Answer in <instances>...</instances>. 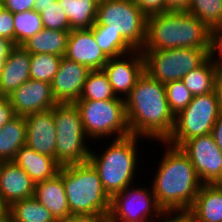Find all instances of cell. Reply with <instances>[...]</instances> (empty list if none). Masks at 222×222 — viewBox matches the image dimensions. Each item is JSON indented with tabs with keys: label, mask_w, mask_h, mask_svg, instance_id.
Wrapping results in <instances>:
<instances>
[{
	"label": "cell",
	"mask_w": 222,
	"mask_h": 222,
	"mask_svg": "<svg viewBox=\"0 0 222 222\" xmlns=\"http://www.w3.org/2000/svg\"><path fill=\"white\" fill-rule=\"evenodd\" d=\"M124 101L131 135L159 143L168 139L175 116L168 105L165 84L144 72Z\"/></svg>",
	"instance_id": "cell-1"
},
{
	"label": "cell",
	"mask_w": 222,
	"mask_h": 222,
	"mask_svg": "<svg viewBox=\"0 0 222 222\" xmlns=\"http://www.w3.org/2000/svg\"><path fill=\"white\" fill-rule=\"evenodd\" d=\"M166 149L150 184L165 213H187L203 185L188 155L177 146L161 141Z\"/></svg>",
	"instance_id": "cell-2"
},
{
	"label": "cell",
	"mask_w": 222,
	"mask_h": 222,
	"mask_svg": "<svg viewBox=\"0 0 222 222\" xmlns=\"http://www.w3.org/2000/svg\"><path fill=\"white\" fill-rule=\"evenodd\" d=\"M212 31L188 11H167L147 16L142 50L175 48L211 49Z\"/></svg>",
	"instance_id": "cell-3"
},
{
	"label": "cell",
	"mask_w": 222,
	"mask_h": 222,
	"mask_svg": "<svg viewBox=\"0 0 222 222\" xmlns=\"http://www.w3.org/2000/svg\"><path fill=\"white\" fill-rule=\"evenodd\" d=\"M139 139L143 141L134 135L114 139L109 146L107 143L101 155L96 150L90 151L89 162L97 170L103 188L110 197L135 183L137 164H140L137 153Z\"/></svg>",
	"instance_id": "cell-4"
},
{
	"label": "cell",
	"mask_w": 222,
	"mask_h": 222,
	"mask_svg": "<svg viewBox=\"0 0 222 222\" xmlns=\"http://www.w3.org/2000/svg\"><path fill=\"white\" fill-rule=\"evenodd\" d=\"M61 178L71 214L109 215L111 197L89 161L61 166Z\"/></svg>",
	"instance_id": "cell-5"
},
{
	"label": "cell",
	"mask_w": 222,
	"mask_h": 222,
	"mask_svg": "<svg viewBox=\"0 0 222 222\" xmlns=\"http://www.w3.org/2000/svg\"><path fill=\"white\" fill-rule=\"evenodd\" d=\"M74 104L80 111L84 131L91 143L94 139L99 143V139L101 141L112 136L114 140L131 135L124 99L77 100Z\"/></svg>",
	"instance_id": "cell-6"
},
{
	"label": "cell",
	"mask_w": 222,
	"mask_h": 222,
	"mask_svg": "<svg viewBox=\"0 0 222 222\" xmlns=\"http://www.w3.org/2000/svg\"><path fill=\"white\" fill-rule=\"evenodd\" d=\"M56 128V161L61 165L89 161L90 148L80 111L74 103H57L53 107ZM87 140V141H86Z\"/></svg>",
	"instance_id": "cell-7"
},
{
	"label": "cell",
	"mask_w": 222,
	"mask_h": 222,
	"mask_svg": "<svg viewBox=\"0 0 222 222\" xmlns=\"http://www.w3.org/2000/svg\"><path fill=\"white\" fill-rule=\"evenodd\" d=\"M96 22L121 34L135 50L145 45L147 15L134 0H99Z\"/></svg>",
	"instance_id": "cell-8"
},
{
	"label": "cell",
	"mask_w": 222,
	"mask_h": 222,
	"mask_svg": "<svg viewBox=\"0 0 222 222\" xmlns=\"http://www.w3.org/2000/svg\"><path fill=\"white\" fill-rule=\"evenodd\" d=\"M219 113L215 91L193 96L191 102L175 115L173 131L165 142L181 147L187 140L211 134Z\"/></svg>",
	"instance_id": "cell-9"
},
{
	"label": "cell",
	"mask_w": 222,
	"mask_h": 222,
	"mask_svg": "<svg viewBox=\"0 0 222 222\" xmlns=\"http://www.w3.org/2000/svg\"><path fill=\"white\" fill-rule=\"evenodd\" d=\"M141 51L144 71L153 79L166 84L182 80L191 70L199 67L210 56L211 49L175 48Z\"/></svg>",
	"instance_id": "cell-10"
},
{
	"label": "cell",
	"mask_w": 222,
	"mask_h": 222,
	"mask_svg": "<svg viewBox=\"0 0 222 222\" xmlns=\"http://www.w3.org/2000/svg\"><path fill=\"white\" fill-rule=\"evenodd\" d=\"M131 185L111 197L109 222H156L165 214L153 189Z\"/></svg>",
	"instance_id": "cell-11"
},
{
	"label": "cell",
	"mask_w": 222,
	"mask_h": 222,
	"mask_svg": "<svg viewBox=\"0 0 222 222\" xmlns=\"http://www.w3.org/2000/svg\"><path fill=\"white\" fill-rule=\"evenodd\" d=\"M180 148L190 158L202 184H222V151L212 134L187 140Z\"/></svg>",
	"instance_id": "cell-12"
},
{
	"label": "cell",
	"mask_w": 222,
	"mask_h": 222,
	"mask_svg": "<svg viewBox=\"0 0 222 222\" xmlns=\"http://www.w3.org/2000/svg\"><path fill=\"white\" fill-rule=\"evenodd\" d=\"M102 70L107 75L116 97L125 99L145 72L142 51L134 50L116 58H109Z\"/></svg>",
	"instance_id": "cell-13"
},
{
	"label": "cell",
	"mask_w": 222,
	"mask_h": 222,
	"mask_svg": "<svg viewBox=\"0 0 222 222\" xmlns=\"http://www.w3.org/2000/svg\"><path fill=\"white\" fill-rule=\"evenodd\" d=\"M7 97L15 114L19 116L46 111L57 104L51 84L35 79L24 82Z\"/></svg>",
	"instance_id": "cell-14"
},
{
	"label": "cell",
	"mask_w": 222,
	"mask_h": 222,
	"mask_svg": "<svg viewBox=\"0 0 222 222\" xmlns=\"http://www.w3.org/2000/svg\"><path fill=\"white\" fill-rule=\"evenodd\" d=\"M90 71L87 66L62 57L58 72L51 82L52 94L57 103H75L82 94Z\"/></svg>",
	"instance_id": "cell-15"
},
{
	"label": "cell",
	"mask_w": 222,
	"mask_h": 222,
	"mask_svg": "<svg viewBox=\"0 0 222 222\" xmlns=\"http://www.w3.org/2000/svg\"><path fill=\"white\" fill-rule=\"evenodd\" d=\"M26 120V145L36 152L56 160V128L53 108L28 114Z\"/></svg>",
	"instance_id": "cell-16"
},
{
	"label": "cell",
	"mask_w": 222,
	"mask_h": 222,
	"mask_svg": "<svg viewBox=\"0 0 222 222\" xmlns=\"http://www.w3.org/2000/svg\"><path fill=\"white\" fill-rule=\"evenodd\" d=\"M64 57L90 70H102L108 58L95 41L92 28L71 30Z\"/></svg>",
	"instance_id": "cell-17"
},
{
	"label": "cell",
	"mask_w": 222,
	"mask_h": 222,
	"mask_svg": "<svg viewBox=\"0 0 222 222\" xmlns=\"http://www.w3.org/2000/svg\"><path fill=\"white\" fill-rule=\"evenodd\" d=\"M35 182L14 161L0 162V194L5 204L34 196Z\"/></svg>",
	"instance_id": "cell-18"
},
{
	"label": "cell",
	"mask_w": 222,
	"mask_h": 222,
	"mask_svg": "<svg viewBox=\"0 0 222 222\" xmlns=\"http://www.w3.org/2000/svg\"><path fill=\"white\" fill-rule=\"evenodd\" d=\"M33 197L50 211L57 222L71 215L61 178V167L54 177L35 183Z\"/></svg>",
	"instance_id": "cell-19"
},
{
	"label": "cell",
	"mask_w": 222,
	"mask_h": 222,
	"mask_svg": "<svg viewBox=\"0 0 222 222\" xmlns=\"http://www.w3.org/2000/svg\"><path fill=\"white\" fill-rule=\"evenodd\" d=\"M31 54L22 46H15L4 61L0 73V96L7 97L30 79Z\"/></svg>",
	"instance_id": "cell-20"
},
{
	"label": "cell",
	"mask_w": 222,
	"mask_h": 222,
	"mask_svg": "<svg viewBox=\"0 0 222 222\" xmlns=\"http://www.w3.org/2000/svg\"><path fill=\"white\" fill-rule=\"evenodd\" d=\"M187 214L195 222H222V184H203Z\"/></svg>",
	"instance_id": "cell-21"
},
{
	"label": "cell",
	"mask_w": 222,
	"mask_h": 222,
	"mask_svg": "<svg viewBox=\"0 0 222 222\" xmlns=\"http://www.w3.org/2000/svg\"><path fill=\"white\" fill-rule=\"evenodd\" d=\"M20 166L35 182H41L58 174L61 165L53 157L40 154L29 148L22 146L13 160Z\"/></svg>",
	"instance_id": "cell-22"
},
{
	"label": "cell",
	"mask_w": 222,
	"mask_h": 222,
	"mask_svg": "<svg viewBox=\"0 0 222 222\" xmlns=\"http://www.w3.org/2000/svg\"><path fill=\"white\" fill-rule=\"evenodd\" d=\"M70 31L43 28L21 46L30 54H55L64 57Z\"/></svg>",
	"instance_id": "cell-23"
},
{
	"label": "cell",
	"mask_w": 222,
	"mask_h": 222,
	"mask_svg": "<svg viewBox=\"0 0 222 222\" xmlns=\"http://www.w3.org/2000/svg\"><path fill=\"white\" fill-rule=\"evenodd\" d=\"M26 120L16 115L0 128V162L13 161L18 150L26 145Z\"/></svg>",
	"instance_id": "cell-24"
},
{
	"label": "cell",
	"mask_w": 222,
	"mask_h": 222,
	"mask_svg": "<svg viewBox=\"0 0 222 222\" xmlns=\"http://www.w3.org/2000/svg\"><path fill=\"white\" fill-rule=\"evenodd\" d=\"M70 23V29H89L97 18L99 0H57Z\"/></svg>",
	"instance_id": "cell-25"
},
{
	"label": "cell",
	"mask_w": 222,
	"mask_h": 222,
	"mask_svg": "<svg viewBox=\"0 0 222 222\" xmlns=\"http://www.w3.org/2000/svg\"><path fill=\"white\" fill-rule=\"evenodd\" d=\"M217 69L211 56L199 67L186 74L182 81L193 96L205 95L215 91Z\"/></svg>",
	"instance_id": "cell-26"
},
{
	"label": "cell",
	"mask_w": 222,
	"mask_h": 222,
	"mask_svg": "<svg viewBox=\"0 0 222 222\" xmlns=\"http://www.w3.org/2000/svg\"><path fill=\"white\" fill-rule=\"evenodd\" d=\"M91 28L95 41L108 59L116 58L135 50L121 34L105 29V25H99L95 22Z\"/></svg>",
	"instance_id": "cell-27"
},
{
	"label": "cell",
	"mask_w": 222,
	"mask_h": 222,
	"mask_svg": "<svg viewBox=\"0 0 222 222\" xmlns=\"http://www.w3.org/2000/svg\"><path fill=\"white\" fill-rule=\"evenodd\" d=\"M8 211L12 222H57L50 211L34 197L13 203Z\"/></svg>",
	"instance_id": "cell-28"
},
{
	"label": "cell",
	"mask_w": 222,
	"mask_h": 222,
	"mask_svg": "<svg viewBox=\"0 0 222 222\" xmlns=\"http://www.w3.org/2000/svg\"><path fill=\"white\" fill-rule=\"evenodd\" d=\"M187 11L203 22L212 33L222 29V0H190Z\"/></svg>",
	"instance_id": "cell-29"
},
{
	"label": "cell",
	"mask_w": 222,
	"mask_h": 222,
	"mask_svg": "<svg viewBox=\"0 0 222 222\" xmlns=\"http://www.w3.org/2000/svg\"><path fill=\"white\" fill-rule=\"evenodd\" d=\"M116 97L107 75L103 70H91L84 83L82 94L78 100H110Z\"/></svg>",
	"instance_id": "cell-30"
},
{
	"label": "cell",
	"mask_w": 222,
	"mask_h": 222,
	"mask_svg": "<svg viewBox=\"0 0 222 222\" xmlns=\"http://www.w3.org/2000/svg\"><path fill=\"white\" fill-rule=\"evenodd\" d=\"M13 17L15 46H21L26 40L44 28L40 13L35 10L18 12L13 14Z\"/></svg>",
	"instance_id": "cell-31"
},
{
	"label": "cell",
	"mask_w": 222,
	"mask_h": 222,
	"mask_svg": "<svg viewBox=\"0 0 222 222\" xmlns=\"http://www.w3.org/2000/svg\"><path fill=\"white\" fill-rule=\"evenodd\" d=\"M61 58L55 54H31L30 79L51 84L58 72Z\"/></svg>",
	"instance_id": "cell-32"
},
{
	"label": "cell",
	"mask_w": 222,
	"mask_h": 222,
	"mask_svg": "<svg viewBox=\"0 0 222 222\" xmlns=\"http://www.w3.org/2000/svg\"><path fill=\"white\" fill-rule=\"evenodd\" d=\"M33 10L41 15L44 28L51 30L71 31L66 14L57 0L47 6H33Z\"/></svg>",
	"instance_id": "cell-33"
},
{
	"label": "cell",
	"mask_w": 222,
	"mask_h": 222,
	"mask_svg": "<svg viewBox=\"0 0 222 222\" xmlns=\"http://www.w3.org/2000/svg\"><path fill=\"white\" fill-rule=\"evenodd\" d=\"M165 87L169 108L175 116L191 102L193 95L182 80L168 82Z\"/></svg>",
	"instance_id": "cell-34"
},
{
	"label": "cell",
	"mask_w": 222,
	"mask_h": 222,
	"mask_svg": "<svg viewBox=\"0 0 222 222\" xmlns=\"http://www.w3.org/2000/svg\"><path fill=\"white\" fill-rule=\"evenodd\" d=\"M0 37L14 43V17L13 13L1 6L0 0Z\"/></svg>",
	"instance_id": "cell-35"
},
{
	"label": "cell",
	"mask_w": 222,
	"mask_h": 222,
	"mask_svg": "<svg viewBox=\"0 0 222 222\" xmlns=\"http://www.w3.org/2000/svg\"><path fill=\"white\" fill-rule=\"evenodd\" d=\"M138 7L147 15L167 12L165 0H134Z\"/></svg>",
	"instance_id": "cell-36"
},
{
	"label": "cell",
	"mask_w": 222,
	"mask_h": 222,
	"mask_svg": "<svg viewBox=\"0 0 222 222\" xmlns=\"http://www.w3.org/2000/svg\"><path fill=\"white\" fill-rule=\"evenodd\" d=\"M210 56L217 71H222V36L218 32L212 34Z\"/></svg>",
	"instance_id": "cell-37"
},
{
	"label": "cell",
	"mask_w": 222,
	"mask_h": 222,
	"mask_svg": "<svg viewBox=\"0 0 222 222\" xmlns=\"http://www.w3.org/2000/svg\"><path fill=\"white\" fill-rule=\"evenodd\" d=\"M34 3L35 0H1V6L13 14L33 10Z\"/></svg>",
	"instance_id": "cell-38"
},
{
	"label": "cell",
	"mask_w": 222,
	"mask_h": 222,
	"mask_svg": "<svg viewBox=\"0 0 222 222\" xmlns=\"http://www.w3.org/2000/svg\"><path fill=\"white\" fill-rule=\"evenodd\" d=\"M16 116L8 97L0 96V128Z\"/></svg>",
	"instance_id": "cell-39"
},
{
	"label": "cell",
	"mask_w": 222,
	"mask_h": 222,
	"mask_svg": "<svg viewBox=\"0 0 222 222\" xmlns=\"http://www.w3.org/2000/svg\"><path fill=\"white\" fill-rule=\"evenodd\" d=\"M60 222H109L104 214H71Z\"/></svg>",
	"instance_id": "cell-40"
},
{
	"label": "cell",
	"mask_w": 222,
	"mask_h": 222,
	"mask_svg": "<svg viewBox=\"0 0 222 222\" xmlns=\"http://www.w3.org/2000/svg\"><path fill=\"white\" fill-rule=\"evenodd\" d=\"M190 0H165V7L168 11H187Z\"/></svg>",
	"instance_id": "cell-41"
},
{
	"label": "cell",
	"mask_w": 222,
	"mask_h": 222,
	"mask_svg": "<svg viewBox=\"0 0 222 222\" xmlns=\"http://www.w3.org/2000/svg\"><path fill=\"white\" fill-rule=\"evenodd\" d=\"M212 136L216 145L222 151V111H220L217 121L212 128Z\"/></svg>",
	"instance_id": "cell-42"
},
{
	"label": "cell",
	"mask_w": 222,
	"mask_h": 222,
	"mask_svg": "<svg viewBox=\"0 0 222 222\" xmlns=\"http://www.w3.org/2000/svg\"><path fill=\"white\" fill-rule=\"evenodd\" d=\"M15 47V44L6 39L0 37V59H7L9 57V53Z\"/></svg>",
	"instance_id": "cell-43"
},
{
	"label": "cell",
	"mask_w": 222,
	"mask_h": 222,
	"mask_svg": "<svg viewBox=\"0 0 222 222\" xmlns=\"http://www.w3.org/2000/svg\"><path fill=\"white\" fill-rule=\"evenodd\" d=\"M215 92L219 103V109L222 111V71H217L216 73Z\"/></svg>",
	"instance_id": "cell-44"
},
{
	"label": "cell",
	"mask_w": 222,
	"mask_h": 222,
	"mask_svg": "<svg viewBox=\"0 0 222 222\" xmlns=\"http://www.w3.org/2000/svg\"><path fill=\"white\" fill-rule=\"evenodd\" d=\"M160 220H157L156 222H185V213H165Z\"/></svg>",
	"instance_id": "cell-45"
},
{
	"label": "cell",
	"mask_w": 222,
	"mask_h": 222,
	"mask_svg": "<svg viewBox=\"0 0 222 222\" xmlns=\"http://www.w3.org/2000/svg\"><path fill=\"white\" fill-rule=\"evenodd\" d=\"M9 207L5 204L0 194V217L8 212Z\"/></svg>",
	"instance_id": "cell-46"
},
{
	"label": "cell",
	"mask_w": 222,
	"mask_h": 222,
	"mask_svg": "<svg viewBox=\"0 0 222 222\" xmlns=\"http://www.w3.org/2000/svg\"><path fill=\"white\" fill-rule=\"evenodd\" d=\"M56 0H35L33 6H47L48 4H53Z\"/></svg>",
	"instance_id": "cell-47"
},
{
	"label": "cell",
	"mask_w": 222,
	"mask_h": 222,
	"mask_svg": "<svg viewBox=\"0 0 222 222\" xmlns=\"http://www.w3.org/2000/svg\"><path fill=\"white\" fill-rule=\"evenodd\" d=\"M0 222H12V218L9 211L5 215L0 217Z\"/></svg>",
	"instance_id": "cell-48"
},
{
	"label": "cell",
	"mask_w": 222,
	"mask_h": 222,
	"mask_svg": "<svg viewBox=\"0 0 222 222\" xmlns=\"http://www.w3.org/2000/svg\"><path fill=\"white\" fill-rule=\"evenodd\" d=\"M185 222H195L192 218H190V216L185 213Z\"/></svg>",
	"instance_id": "cell-49"
},
{
	"label": "cell",
	"mask_w": 222,
	"mask_h": 222,
	"mask_svg": "<svg viewBox=\"0 0 222 222\" xmlns=\"http://www.w3.org/2000/svg\"><path fill=\"white\" fill-rule=\"evenodd\" d=\"M6 59H0V73L2 72V69H3V64H4V61Z\"/></svg>",
	"instance_id": "cell-50"
},
{
	"label": "cell",
	"mask_w": 222,
	"mask_h": 222,
	"mask_svg": "<svg viewBox=\"0 0 222 222\" xmlns=\"http://www.w3.org/2000/svg\"><path fill=\"white\" fill-rule=\"evenodd\" d=\"M218 33L222 36V29Z\"/></svg>",
	"instance_id": "cell-51"
}]
</instances>
